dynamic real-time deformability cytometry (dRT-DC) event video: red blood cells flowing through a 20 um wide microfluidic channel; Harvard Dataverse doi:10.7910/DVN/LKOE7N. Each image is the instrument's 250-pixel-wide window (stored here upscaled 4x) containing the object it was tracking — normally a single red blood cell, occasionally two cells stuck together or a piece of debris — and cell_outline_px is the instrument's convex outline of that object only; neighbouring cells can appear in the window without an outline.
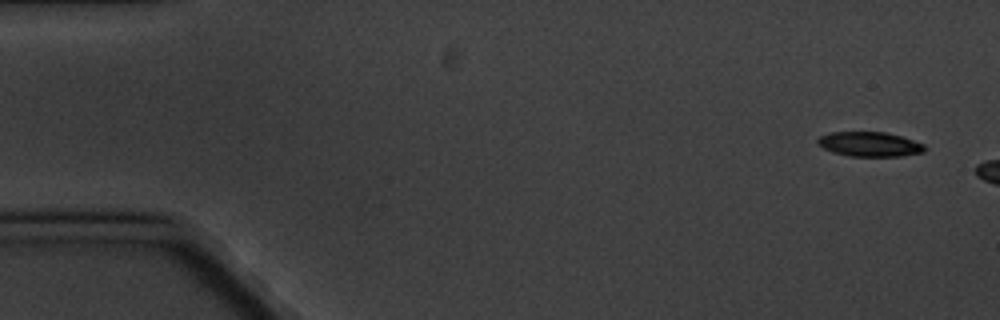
{"species": "common noctule bat (a hibernating species)", "species_latin": "Nyctalus noctula", "temperature_condition": "cold", "stored_images_in_passage": 3, "camera_frame_rate_fps": 3000, "um_per_image_px": 0.085, "animal": {"sex": "male", "body_mass_g": 20.1, "forearm_length_mm": 53.5}, "frame": {"image": 1, "passage_image": 1, "time_ms": 0.0, "image_size_px": [1000, 320], "cell_outline_px": [[924, 152], [900, 156], [848, 156], [832, 152], [816, 144], [816, 140], [820, 136], [832, 132], [884, 132], [900, 136], [924, 144]], "centroid_in_image_um": [73.87, 12.26], "position_along_channel_um": 11.1, "area_um2": 15.26}}